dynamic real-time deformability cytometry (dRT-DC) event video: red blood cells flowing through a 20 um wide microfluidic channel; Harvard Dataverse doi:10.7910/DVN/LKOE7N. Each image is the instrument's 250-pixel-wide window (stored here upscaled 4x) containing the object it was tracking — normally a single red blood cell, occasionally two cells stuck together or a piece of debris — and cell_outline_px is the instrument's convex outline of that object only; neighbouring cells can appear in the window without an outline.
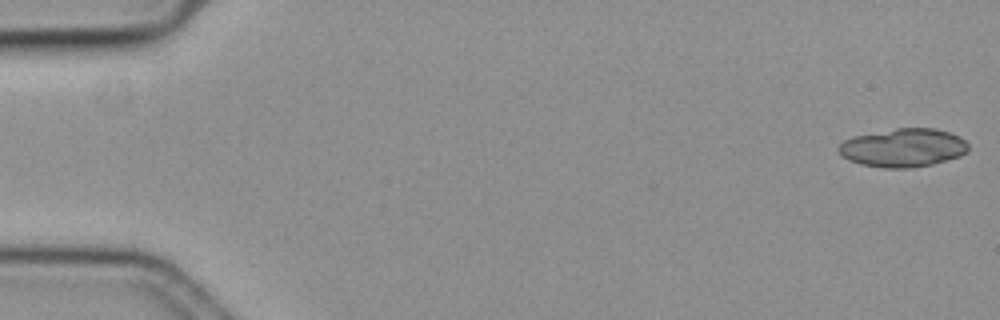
{"species": "common noctule bat (a hibernating species)", "species_latin": "Nyctalus noctula", "temperature_condition": "cold", "stored_images_in_passage": 19, "camera_frame_rate_fps": 3000, "um_per_image_px": 0.085, "animal": {"sex": "female", "body_mass_g": 19.3, "forearm_length_mm": 54.1}, "frame": {"image": 1, "passage_image": 1, "time_ms": 0.0, "image_size_px": [1000, 320], "cell_outline_px": [[968, 152], [960, 156], [932, 164], [908, 168], [884, 168], [860, 164], [848, 160], [840, 156], [836, 148], [844, 140], [852, 136], [896, 128], [936, 128], [960, 136], [968, 144]], "centroid_in_image_um": [76.74, 12.56], "position_along_channel_um": 8.3, "area_um2": 29.3}}